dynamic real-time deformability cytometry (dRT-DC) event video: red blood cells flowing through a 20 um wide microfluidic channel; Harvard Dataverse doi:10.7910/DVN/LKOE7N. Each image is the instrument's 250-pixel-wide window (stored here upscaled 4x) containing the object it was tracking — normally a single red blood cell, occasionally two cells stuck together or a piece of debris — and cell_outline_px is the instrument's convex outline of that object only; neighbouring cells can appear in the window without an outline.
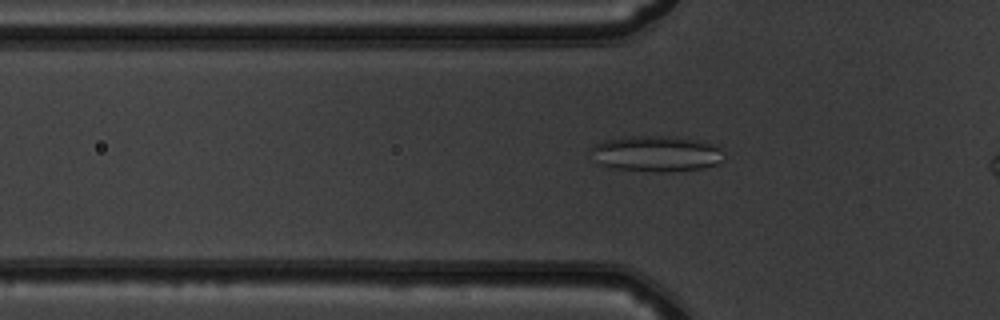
{"species": "common noctule bat (a hibernating species)", "species_latin": "Nyctalus noctula", "temperature_condition": "warm", "stored_images_in_passage": 39, "camera_frame_rate_fps": 3000, "um_per_image_px": 0.085, "animal": {"sex": "male", "body_mass_g": 19.5, "forearm_length_mm": 54.6}, "frame": {"image": 1, "passage_image": 12, "time_ms": 3.667, "image_size_px": [1000, 320], "cell_outline_px": [[724, 160], [716, 164], [704, 168], [672, 172], [660, 172], [608, 168], [596, 164], [592, 148], [592, 144], [600, 140], [624, 136], [672, 136], [700, 140], [720, 144]], "centroid_in_image_um": [55.79, 13.05], "position_along_channel_um": 70.0, "area_um2": 28.61}}
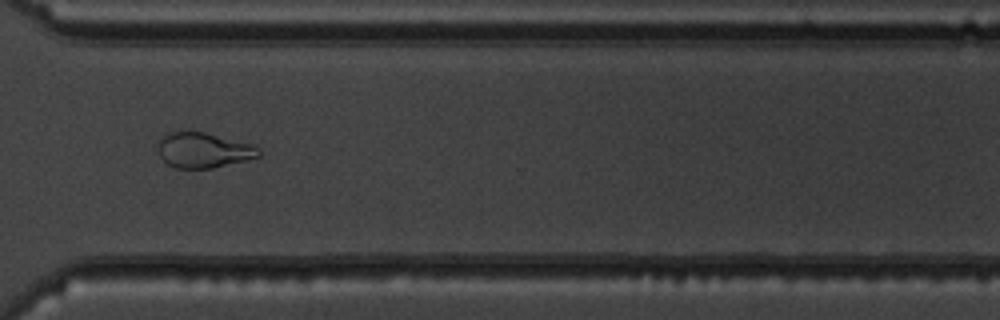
{"frame": {"image": 2, "passage_image": 33, "time_ms": 10.667, "image_size_px": [1000, 320], "cell_outline_px": [[260, 156], [212, 168], [176, 168], [168, 164], [160, 156], [160, 140], [168, 132], [204, 132], [256, 144], [260, 148]], "centroid_in_image_um": [17.36, 12.76], "position_along_channel_um": 353.2, "area_um2": 20.46}}
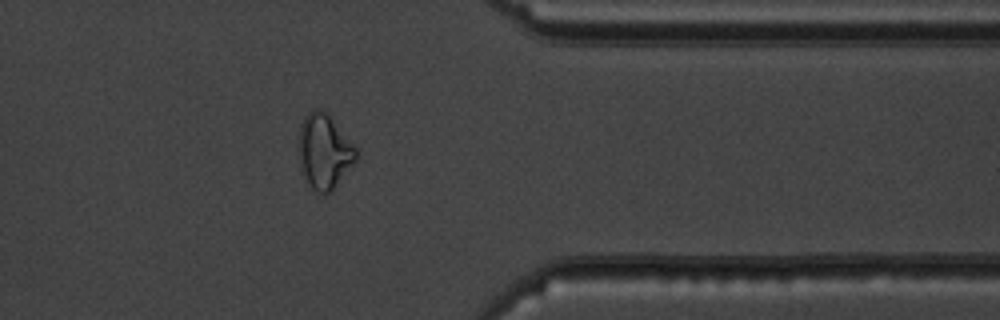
{"frame": {"image": 3, "passage_image": 36, "time_ms": 11.667, "image_size_px": [1000, 320], "cell_outline_px": [[356, 160], [332, 188], [328, 192], [316, 192], [312, 188], [304, 176], [300, 160], [300, 128], [304, 116], [312, 108], [320, 108], [328, 116], [356, 148]], "centroid_in_image_um": [27.54, 12.84], "position_along_channel_um": 383.9, "area_um2": 23.76}}